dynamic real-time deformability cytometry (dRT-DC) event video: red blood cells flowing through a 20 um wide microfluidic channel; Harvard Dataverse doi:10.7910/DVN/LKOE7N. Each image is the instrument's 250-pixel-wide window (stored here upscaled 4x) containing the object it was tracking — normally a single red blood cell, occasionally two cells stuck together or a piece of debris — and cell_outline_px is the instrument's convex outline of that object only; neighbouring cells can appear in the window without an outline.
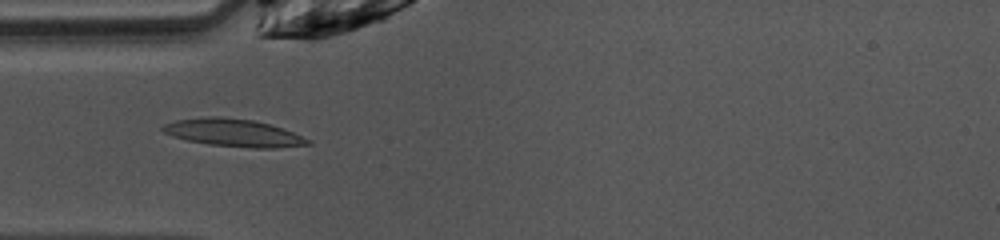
{"species": "common noctule bat (a hibernating species)", "species_latin": "Nyctalus noctula", "temperature_condition": "warm", "stored_images_in_passage": 39, "camera_frame_rate_fps": 3000, "um_per_image_px": 0.085, "animal": {"sex": "female", "body_mass_g": 10.0, "forearm_length_mm": 53.1}, "frame": {"image": 1, "passage_image": 4, "time_ms": 1.0, "image_size_px": [1000, 240], "cell_outline_px": [[312, 144], [276, 148], [252, 148], [208, 144], [188, 140], [172, 136], [164, 132], [160, 128], [164, 124], [176, 120], [208, 116], [220, 116], [252, 120], [284, 128], [312, 140]], "centroid_in_image_um": [19.88, 11.28], "position_along_channel_um": 65.1, "area_um2": 23.41}}
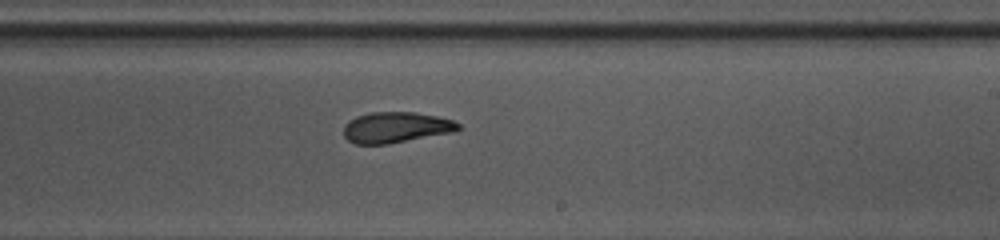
{"frame": {"image": 2, "passage_image": 18, "time_ms": 5.667, "image_size_px": [1000, 240], "cell_outline_px": [[460, 128], [456, 132], [388, 144], [356, 144], [348, 140], [344, 136], [344, 124], [348, 120], [356, 116], [372, 112], [416, 112], [436, 116], [452, 120], [460, 124]], "centroid_in_image_um": [33.66, 10.83], "position_along_channel_um": 255.3, "area_um2": 20.75}}
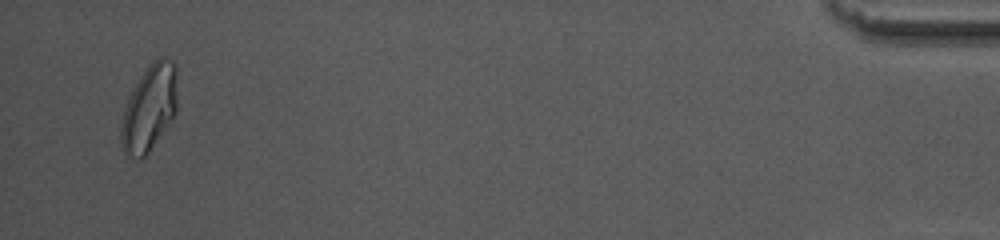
{"frame": {"image": 3, "passage_image": 37, "time_ms": 12.0, "image_size_px": [1000, 240], "cell_outline_px": [[176, 112], [168, 124], [148, 152], [140, 160], [124, 156], [120, 140], [120, 128], [124, 108], [140, 76], [148, 64], [152, 60], [160, 56], [164, 56], [172, 60], [176, 64]], "centroid_in_image_um": [12.67, 9.18], "position_along_channel_um": 422.5, "area_um2": 28.32}, "authors_computed_cell_mechanics": {"area_um2": 21.5594, "velocity_mm_per_s": 4.0409, "shape_relaxation_time_tau1_ms": 9.8234, "shape_relaxation_time_tau2_ms": 1.979, "deformation_change_tau1": 0.2548, "deformation_change_tau2": 0.0837}}